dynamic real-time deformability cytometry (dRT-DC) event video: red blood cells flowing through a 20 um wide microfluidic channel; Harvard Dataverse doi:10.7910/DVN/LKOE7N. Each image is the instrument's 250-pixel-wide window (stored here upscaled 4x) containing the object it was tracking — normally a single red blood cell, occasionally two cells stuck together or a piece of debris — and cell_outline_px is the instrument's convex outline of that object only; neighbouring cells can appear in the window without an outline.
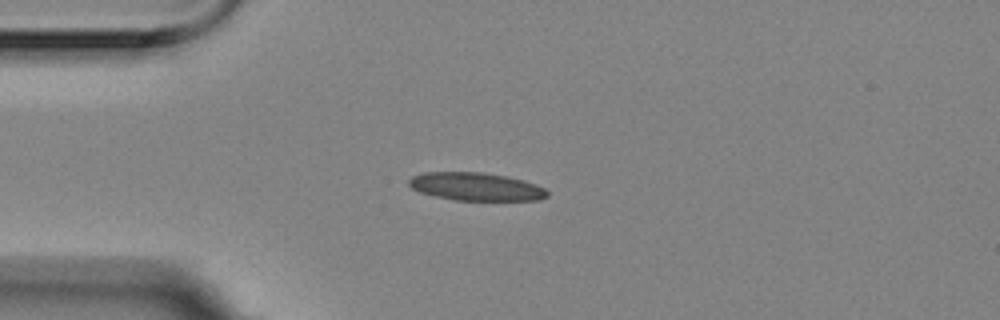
{"species": "Egyptian fruit bat (a non-hibernating species)", "species_latin": "Rousettus aegyptiacus", "temperature_condition": "room temperature", "stored_images_in_passage": 6, "camera_frame_rate_fps": 3000, "um_per_image_px": 0.085, "animal": {"sex": "female"}, "frame": {"image": 1, "passage_image": 3, "time_ms": 0.667, "image_size_px": [1000, 320], "cell_outline_px": [[548, 196], [540, 200], [456, 200], [436, 196], [420, 192], [412, 188], [408, 184], [408, 180], [412, 176], [424, 172], [480, 172], [504, 176], [524, 180], [536, 184], [544, 188], [548, 192]], "centroid_in_image_um": [40.46, 15.86], "position_along_channel_um": 44.5, "area_um2": 22.48}}
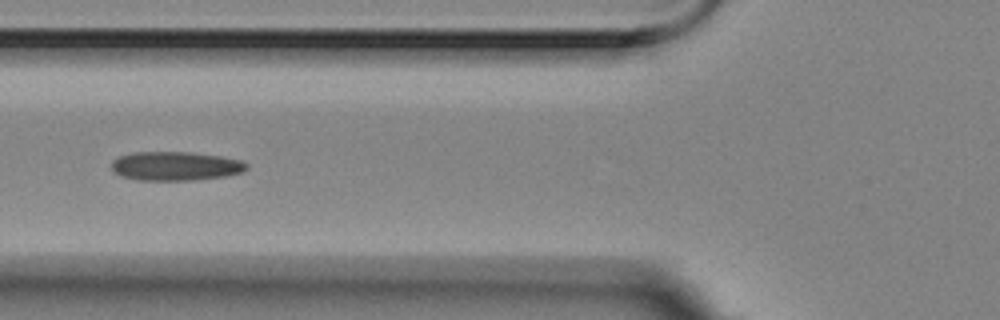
{"frame": {"image": 2, "passage_image": 5, "time_ms": 1.333, "image_size_px": [1000, 320], "cell_outline_px": [[248, 168], [244, 172], [224, 176], [196, 180], [136, 180], [120, 176], [112, 168], [112, 160], [120, 156], [136, 152], [188, 152], [220, 156], [240, 160], [248, 164]], "centroid_in_image_um": [14.93, 14.12], "position_along_channel_um": 110.9, "area_um2": 22.77}}
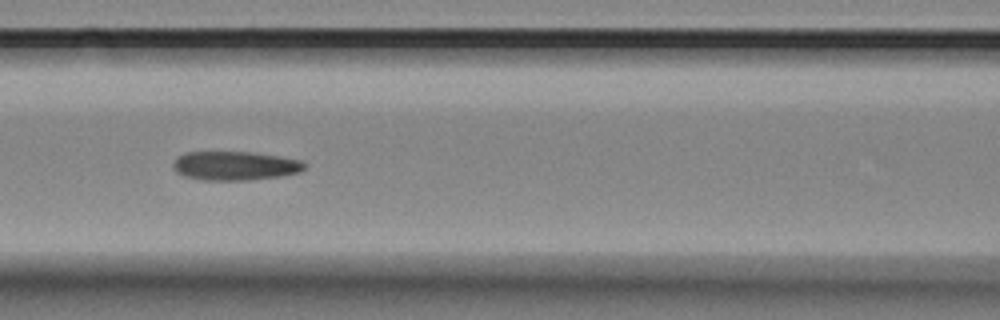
{"frame": {"image": 3, "passage_image": 6, "time_ms": 1.667, "image_size_px": [1000, 320], "cell_outline_px": [[308, 164], [300, 172], [280, 176], [248, 180], [200, 180], [184, 176], [176, 172], [172, 168], [172, 164], [176, 156], [184, 152], [252, 152], [300, 160]], "centroid_in_image_um": [19.92, 14.09], "position_along_channel_um": 146.7, "area_um2": 22.31}}